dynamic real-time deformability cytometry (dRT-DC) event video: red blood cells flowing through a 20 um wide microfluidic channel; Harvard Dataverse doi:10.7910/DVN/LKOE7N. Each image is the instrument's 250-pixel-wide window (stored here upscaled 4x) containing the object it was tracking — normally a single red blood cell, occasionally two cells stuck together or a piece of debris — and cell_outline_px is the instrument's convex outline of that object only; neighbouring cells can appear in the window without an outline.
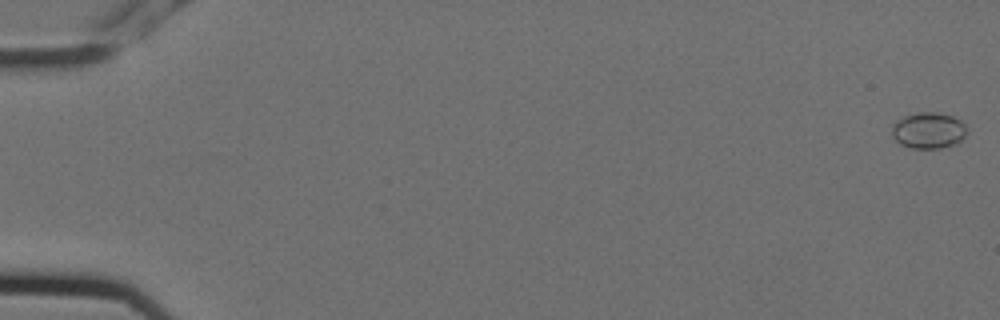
{"species": "Egyptian fruit bat (a non-hibernating species)", "species_latin": "Rousettus aegyptiacus", "temperature_condition": "cold", "stored_images_in_passage": 5, "camera_frame_rate_fps": 3000, "um_per_image_px": 0.085, "animal": {"sex": "female"}, "frame": {"image": 1, "passage_image": 1, "time_ms": 0.0, "image_size_px": [1000, 320], "cell_outline_px": [[968, 132], [956, 144], [940, 148], [912, 148], [900, 144], [892, 136], [892, 128], [904, 116], [920, 112], [936, 112], [952, 116], [960, 120], [968, 128]], "centroid_in_image_um": [78.96, 11.09], "position_along_channel_um": 6.0, "area_um2": 15.66}}
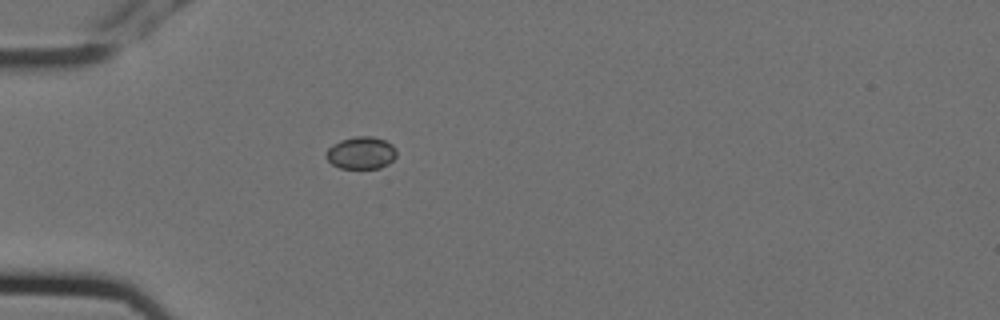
{"frame": {"image": 2, "passage_image": 5, "time_ms": 1.333, "image_size_px": [1000, 320], "cell_outline_px": [[396, 156], [388, 164], [380, 168], [340, 168], [332, 164], [324, 156], [328, 148], [332, 144], [340, 140], [356, 136], [372, 136], [384, 140], [392, 144], [396, 148]], "centroid_in_image_um": [30.68, 12.99], "position_along_channel_um": 54.3, "area_um2": 13.35}}